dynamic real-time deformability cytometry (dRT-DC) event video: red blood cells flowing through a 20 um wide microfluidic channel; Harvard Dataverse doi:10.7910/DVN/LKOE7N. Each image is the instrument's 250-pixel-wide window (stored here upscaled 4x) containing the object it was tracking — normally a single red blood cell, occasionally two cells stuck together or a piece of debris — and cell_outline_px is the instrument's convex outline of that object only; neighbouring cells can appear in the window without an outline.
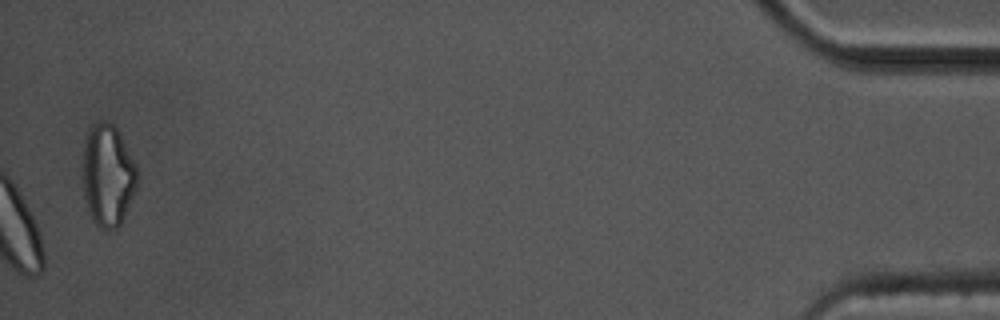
{"species": "common noctule bat (a hibernating species)", "species_latin": "Nyctalus noctula", "temperature_condition": "cold", "stored_images_in_passage": 47, "camera_frame_rate_fps": 3000, "um_per_image_px": 0.085, "animal": {"sex": "male", "body_mass_g": 17.5, "forearm_length_mm": 52.3}, "frame": {"image": 1, "passage_image": 47, "time_ms": 15.333, "image_size_px": [1000, 320], "cell_outline_px": [[136, 188], [124, 216], [120, 224], [116, 228], [108, 232], [100, 228], [96, 224], [88, 208], [84, 196], [84, 148], [88, 132], [92, 124], [100, 120], [108, 120], [116, 128], [136, 168]], "centroid_in_image_um": [9.15, 14.92], "position_along_channel_um": 426.0, "area_um2": 31.56}, "authors_computed_cell_mechanics": {"area_um2": 19.5942, "velocity_mm_per_s": 3.3772, "shape_relaxation_time_tau1_ms": 7.3704, "shape_relaxation_time_tau2_ms": null, "deformation_change_tau1": 0.0828, "deformation_change_tau2": null}}